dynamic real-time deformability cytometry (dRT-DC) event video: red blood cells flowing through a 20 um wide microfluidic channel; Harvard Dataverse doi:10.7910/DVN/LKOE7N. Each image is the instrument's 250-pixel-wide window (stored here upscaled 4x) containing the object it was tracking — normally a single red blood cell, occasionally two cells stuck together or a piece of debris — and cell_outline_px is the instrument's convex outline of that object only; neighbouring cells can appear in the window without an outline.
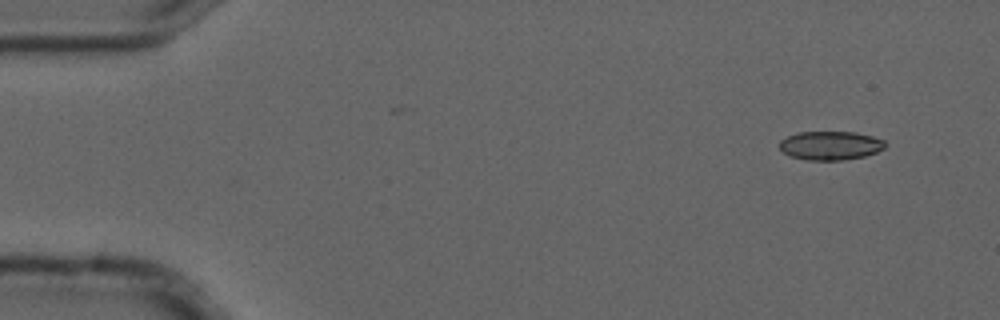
{"species": "common noctule bat (a hibernating species)", "species_latin": "Nyctalus noctula", "temperature_condition": "cold", "stored_images_in_passage": 6, "camera_frame_rate_fps": 3000, "um_per_image_px": 0.085, "animal": {"sex": "male", "forearm_length_mm": 52.5}, "frame": {"image": 1, "passage_image": 1, "time_ms": 0.0, "image_size_px": [1000, 320], "cell_outline_px": [[884, 148], [876, 152], [864, 156], [844, 160], [808, 160], [788, 156], [780, 148], [780, 140], [796, 132], [856, 132], [872, 136], [884, 140]], "centroid_in_image_um": [70.56, 12.37], "position_along_channel_um": 14.4, "area_um2": 17.69}}
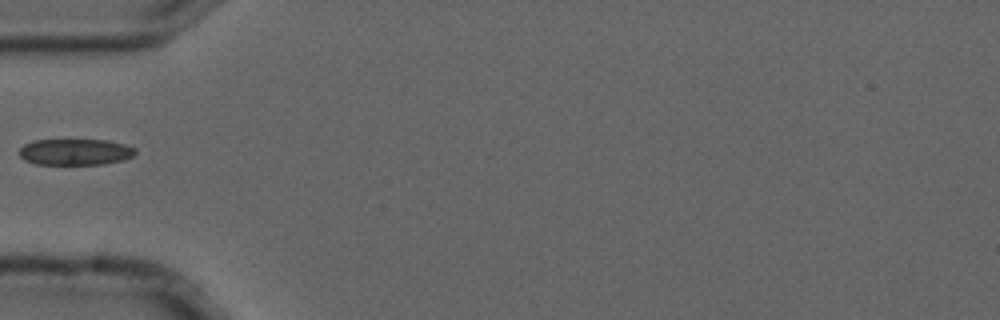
{"frame": {"image": 2, "passage_image": 5, "time_ms": 1.333, "image_size_px": [1000, 320], "cell_outline_px": [[136, 152], [132, 156], [124, 160], [104, 164], [36, 164], [24, 160], [20, 156], [20, 148], [24, 144], [36, 140], [104, 140], [124, 144], [136, 148]], "centroid_in_image_um": [6.4, 12.92], "position_along_channel_um": 78.6, "area_um2": 17.69}}
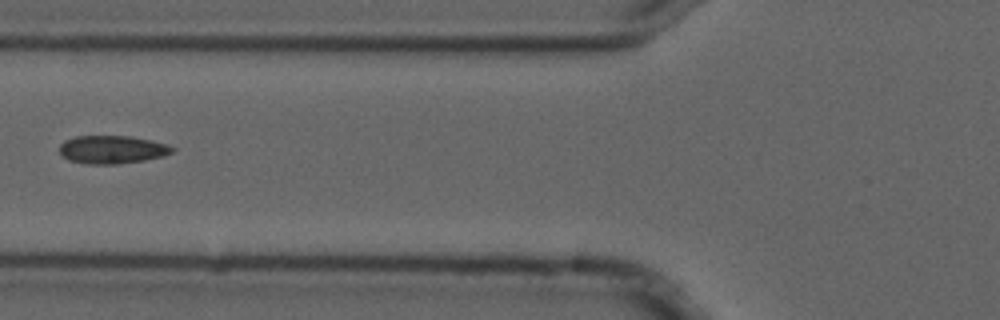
{"frame": {"image": 3, "passage_image": 6, "time_ms": 1.667, "image_size_px": [1000, 320], "cell_outline_px": [[176, 148], [172, 152], [164, 156], [144, 160], [116, 164], [84, 164], [68, 160], [60, 152], [60, 144], [64, 140], [76, 136], [132, 136], [152, 140], [168, 144]], "centroid_in_image_um": [9.55, 12.71], "position_along_channel_um": 116.3, "area_um2": 18.61}}